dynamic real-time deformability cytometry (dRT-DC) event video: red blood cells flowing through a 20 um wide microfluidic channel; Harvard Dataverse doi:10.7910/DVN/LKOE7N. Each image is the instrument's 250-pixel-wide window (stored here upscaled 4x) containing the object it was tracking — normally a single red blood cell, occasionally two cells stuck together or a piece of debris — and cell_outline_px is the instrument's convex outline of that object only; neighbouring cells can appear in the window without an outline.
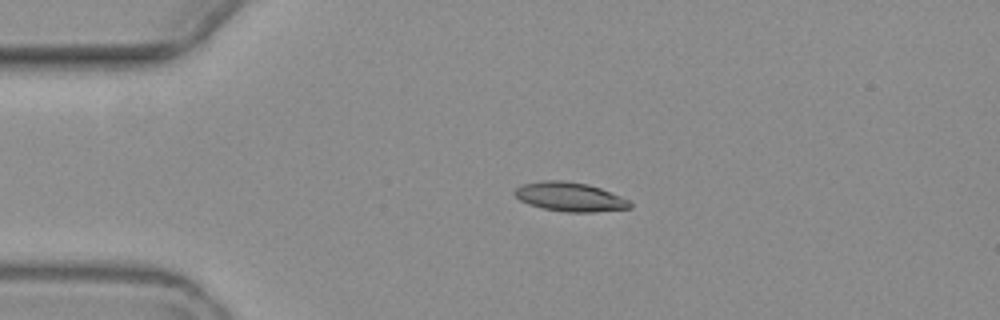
{"species": "common noctule bat (a hibernating species)", "species_latin": "Nyctalus noctula", "temperature_condition": "warm", "stored_images_in_passage": 4, "camera_frame_rate_fps": 3000, "um_per_image_px": 0.085, "animal": {"sex": "female", "body_mass_g": 19.3, "forearm_length_mm": 54.1}, "frame": {"image": 1, "passage_image": 3, "time_ms": 2.333, "image_size_px": [1000, 320], "cell_outline_px": [[632, 208], [592, 212], [564, 212], [544, 208], [528, 204], [520, 200], [512, 192], [520, 184], [544, 180], [564, 180], [588, 184], [600, 188], [632, 200]], "centroid_in_image_um": [48.46, 16.72], "position_along_channel_um": 36.5, "area_um2": 19.77}}